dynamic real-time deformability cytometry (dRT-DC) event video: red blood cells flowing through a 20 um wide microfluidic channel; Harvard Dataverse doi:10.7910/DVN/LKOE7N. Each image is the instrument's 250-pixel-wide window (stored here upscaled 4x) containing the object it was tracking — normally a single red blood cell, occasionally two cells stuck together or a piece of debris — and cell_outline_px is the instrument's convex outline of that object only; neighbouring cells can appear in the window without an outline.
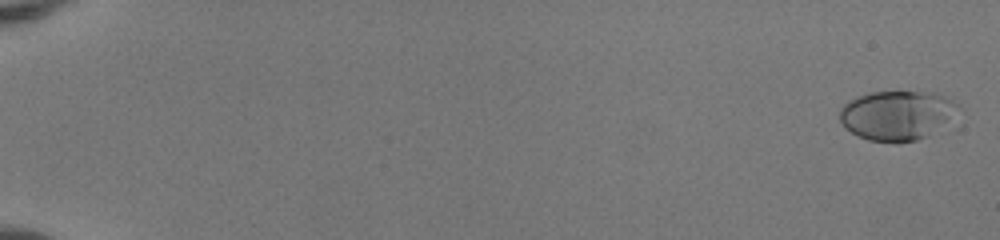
{"species": "human", "species_latin": "Homo sapiens", "temperature_condition": "room temperature", "stored_images_in_passage": 53, "camera_frame_rate_fps": 3000, "um_per_image_px": 0.085, "donor": {"sex": "female"}, "frame": {"image": 1, "passage_image": 2, "time_ms": 0.333, "image_size_px": [1000, 240], "cell_outline_px": [[956, 104], [944, 120], [924, 136], [916, 140], [868, 140], [844, 128], [840, 120], [840, 108], [848, 100], [868, 92], [936, 92], [944, 96]], "centroid_in_image_um": [76.06, 9.75], "position_along_channel_um": 8.9, "area_um2": 32.37}}
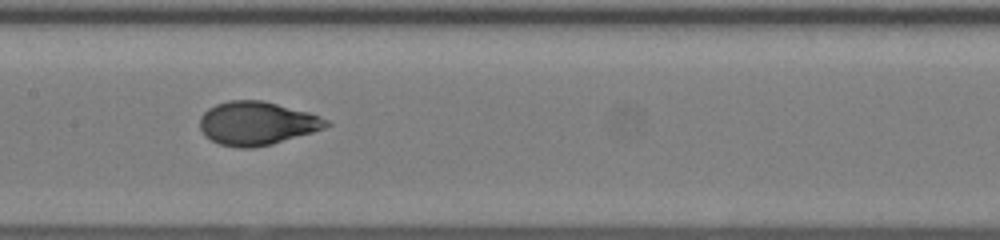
{"frame": {"image": 2, "passage_image": 30, "time_ms": 9.667, "image_size_px": [1000, 240], "cell_outline_px": [[332, 124], [324, 128], [312, 132], [272, 144], [252, 148], [240, 148], [220, 144], [204, 136], [200, 128], [200, 116], [208, 108], [216, 104], [228, 100], [264, 100], [308, 112], [320, 116], [328, 120]], "centroid_in_image_um": [21.82, 10.47], "position_along_channel_um": 185.6, "area_um2": 32.08}}
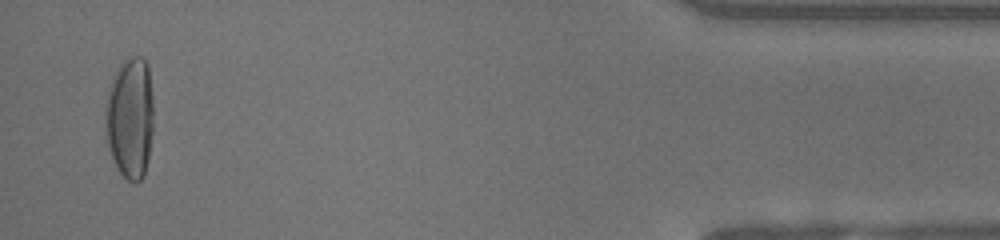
{"frame": {"image": 3, "passage_image": 52, "time_ms": 17.0, "image_size_px": [1000, 240], "cell_outline_px": [[152, 132], [148, 160], [144, 176], [136, 184], [132, 184], [120, 172], [108, 148], [104, 120], [104, 104], [116, 72], [120, 64], [128, 56], [140, 56], [148, 64], [152, 92]], "centroid_in_image_um": [11.05, 10.03], "position_along_channel_um": 424.2, "area_um2": 34.33}, "authors_computed_cell_mechanics": {"area_um2": 31.79, "velocity_mm_per_s": 4.1015, "shape_relaxation_time_tau1_ms": 5.4481, "shape_relaxation_time_tau2_ms": null, "deformation_change_tau1": 0.2415, "deformation_change_tau2": null}}